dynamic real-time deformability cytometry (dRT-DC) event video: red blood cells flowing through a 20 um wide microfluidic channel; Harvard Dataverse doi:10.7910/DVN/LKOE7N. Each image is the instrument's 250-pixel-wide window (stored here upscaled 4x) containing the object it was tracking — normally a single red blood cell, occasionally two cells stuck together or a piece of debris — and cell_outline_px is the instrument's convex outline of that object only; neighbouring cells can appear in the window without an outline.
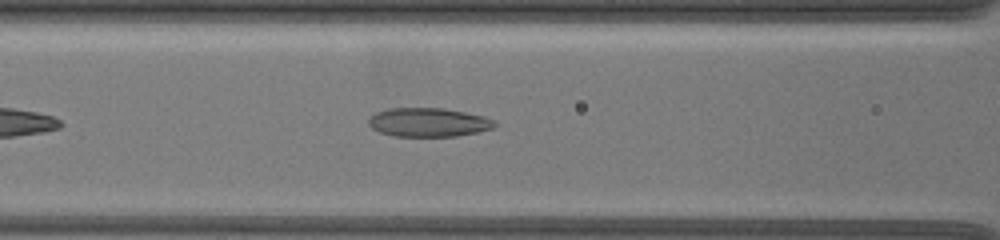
{"species": "common noctule bat (a hibernating species)", "species_latin": "Nyctalus noctula", "temperature_condition": "warm", "stored_images_in_passage": 22, "camera_frame_rate_fps": 3000, "um_per_image_px": 0.085, "animal": {"sex": "female", "body_mass_g": 19.5, "forearm_length_mm": 54.1}, "frame": {"image": 1, "passage_image": 10, "time_ms": 3.0, "image_size_px": [1000, 240], "cell_outline_px": [[500, 124], [492, 128], [476, 132], [456, 136], [392, 136], [380, 132], [372, 128], [368, 124], [368, 120], [376, 112], [388, 108], [444, 108], [484, 116]], "centroid_in_image_um": [36.41, 10.39], "position_along_channel_um": 130.2, "area_um2": 21.15}}